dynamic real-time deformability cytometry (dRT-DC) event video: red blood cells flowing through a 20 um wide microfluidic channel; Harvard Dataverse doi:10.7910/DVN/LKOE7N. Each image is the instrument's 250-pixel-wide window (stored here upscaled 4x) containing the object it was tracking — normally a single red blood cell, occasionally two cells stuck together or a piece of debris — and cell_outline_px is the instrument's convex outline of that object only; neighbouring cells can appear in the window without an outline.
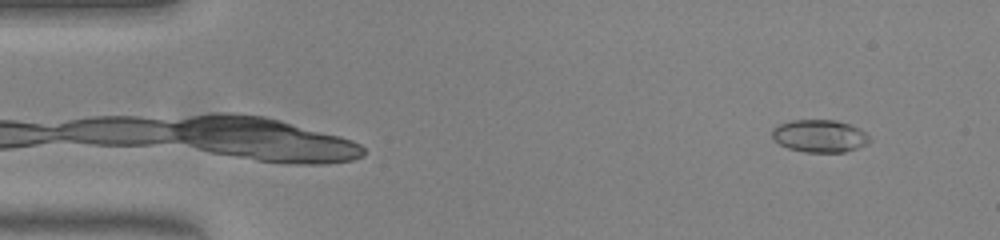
{"species": "common noctule bat (a hibernating species)", "species_latin": "Nyctalus noctula", "temperature_condition": "warm", "stored_images_in_passage": 7, "camera_frame_rate_fps": 3000, "um_per_image_px": 0.085, "animal": {"sex": "female", "body_mass_g": 23.0, "forearm_length_mm": 53.4}, "frame": {"image": 1, "passage_image": 1, "time_ms": 0.0, "image_size_px": [1000, 240], "cell_outline_px": [[872, 140], [868, 144], [844, 152], [804, 152], [788, 148], [772, 140], [772, 128], [780, 124], [792, 120], [836, 120], [860, 128]], "centroid_in_image_um": [69.66, 11.56], "position_along_channel_um": 15.3, "area_um2": 18.55}}